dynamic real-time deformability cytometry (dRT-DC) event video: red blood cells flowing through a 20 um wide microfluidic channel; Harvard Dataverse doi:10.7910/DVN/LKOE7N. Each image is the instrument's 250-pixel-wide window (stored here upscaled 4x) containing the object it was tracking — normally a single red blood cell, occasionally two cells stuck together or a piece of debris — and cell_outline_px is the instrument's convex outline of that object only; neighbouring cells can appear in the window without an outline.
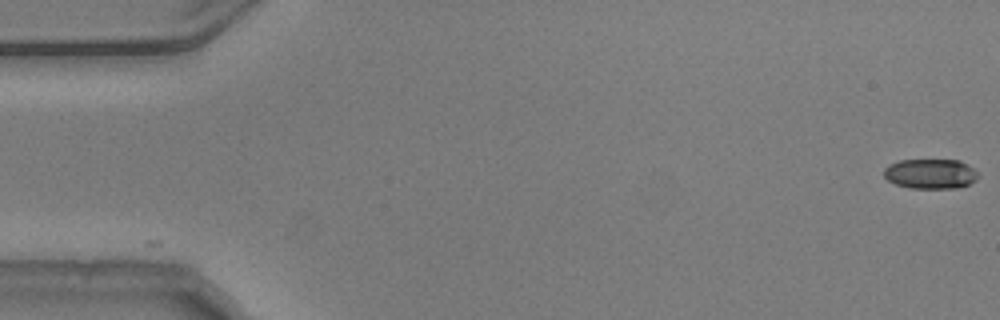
{"species": "common noctule bat (a hibernating species)", "species_latin": "Nyctalus noctula", "temperature_condition": "warm", "stored_images_in_passage": 41, "camera_frame_rate_fps": 3000, "um_per_image_px": 0.085, "animal": {"sex": "male", "body_mass_g": 20.5, "forearm_length_mm": 52.5}, "frame": {"image": 1, "passage_image": 1, "time_ms": 0.0, "image_size_px": [1000, 320], "cell_outline_px": [[980, 176], [976, 180], [968, 184], [956, 188], [908, 188], [896, 184], [888, 180], [884, 176], [884, 168], [888, 164], [900, 160], [960, 160], [972, 168]], "centroid_in_image_um": [79.07, 14.77], "position_along_channel_um": 5.9, "area_um2": 16.42}}
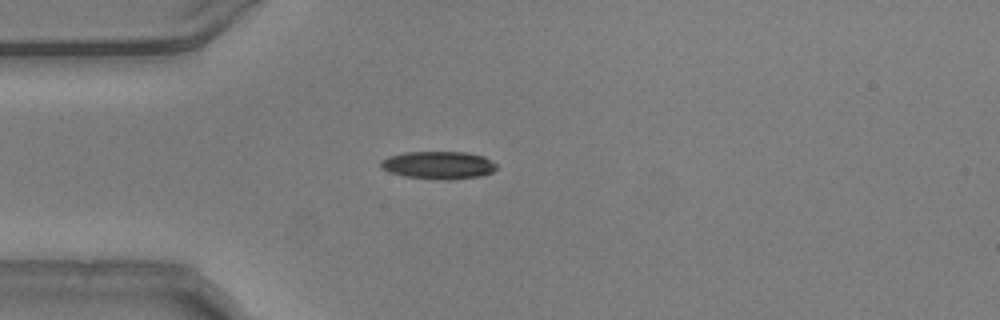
{"frame": {"image": 2, "passage_image": 15, "time_ms": 4.667, "image_size_px": [1000, 320], "cell_outline_px": [[496, 168], [492, 172], [480, 176], [444, 180], [440, 180], [404, 176], [388, 172], [380, 168], [380, 160], [388, 156], [404, 152], [464, 152], [484, 156], [492, 160], [496, 164]], "centroid_in_image_um": [37.23, 14.03], "position_along_channel_um": 47.8, "area_um2": 18.84}}
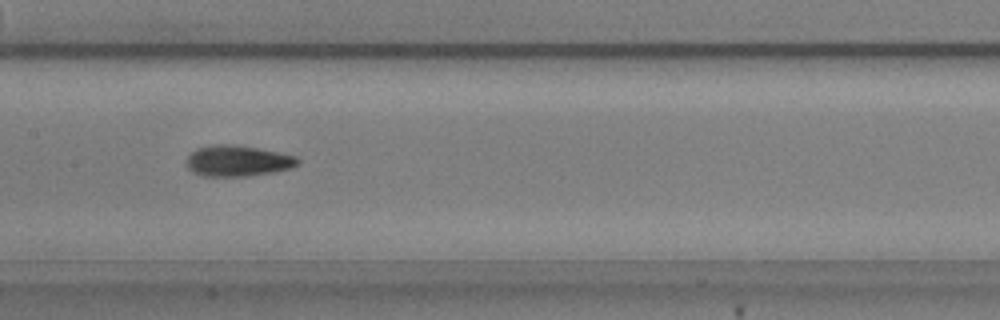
{"frame": {"image": 3, "passage_image": 27, "time_ms": 8.667, "image_size_px": [1000, 320], "cell_outline_px": [[300, 164], [288, 168], [272, 172], [248, 176], [204, 176], [192, 172], [188, 168], [188, 156], [196, 148], [212, 144], [236, 144], [296, 156], [300, 160]], "centroid_in_image_um": [20.19, 13.67], "position_along_channel_um": 187.2, "area_um2": 19.94}}